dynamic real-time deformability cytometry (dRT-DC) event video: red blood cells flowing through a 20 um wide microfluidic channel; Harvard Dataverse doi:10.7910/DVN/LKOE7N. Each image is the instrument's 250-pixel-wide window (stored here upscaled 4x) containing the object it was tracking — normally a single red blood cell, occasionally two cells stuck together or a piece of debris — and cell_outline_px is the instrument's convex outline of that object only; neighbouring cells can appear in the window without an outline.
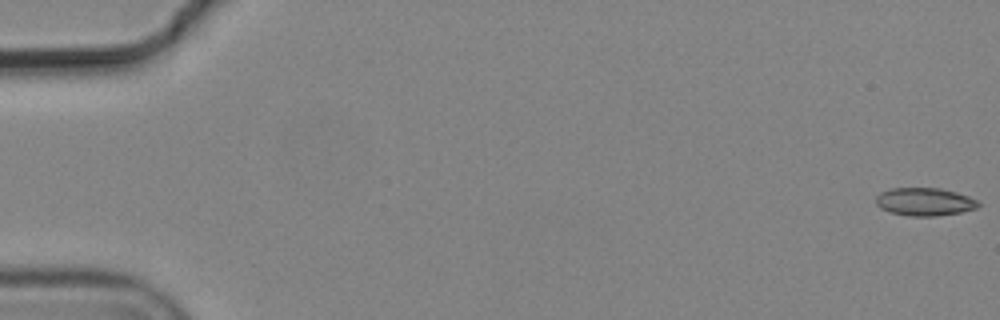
{"species": "common noctule bat (a hibernating species)", "species_latin": "Nyctalus noctula", "temperature_condition": "cold", "stored_images_in_passage": 6, "camera_frame_rate_fps": 3000, "um_per_image_px": 0.085, "animal": {"sex": "male", "body_mass_g": 19.2, "forearm_length_mm": 51.8}, "frame": {"image": 1, "passage_image": 1, "time_ms": 0.0, "image_size_px": [1000, 320], "cell_outline_px": [[980, 204], [976, 208], [960, 212], [936, 216], [908, 216], [892, 212], [880, 208], [876, 204], [876, 196], [880, 192], [892, 188], [940, 188], [956, 192], [968, 196], [976, 200]], "centroid_in_image_um": [78.57, 17.14], "position_along_channel_um": 6.4, "area_um2": 16.59}}
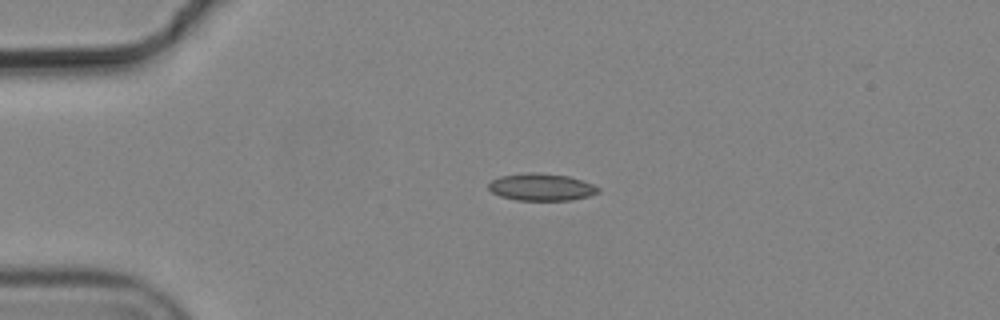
{"frame": {"image": 2, "passage_image": 4, "time_ms": 1.0, "image_size_px": [1000, 320], "cell_outline_px": [[600, 192], [592, 196], [572, 200], [516, 200], [500, 196], [492, 192], [488, 188], [488, 184], [492, 180], [500, 176], [528, 172], [532, 172], [568, 176], [592, 184], [600, 188]], "centroid_in_image_um": [46.03, 15.91], "position_along_channel_um": 39.0, "area_um2": 17.4}}